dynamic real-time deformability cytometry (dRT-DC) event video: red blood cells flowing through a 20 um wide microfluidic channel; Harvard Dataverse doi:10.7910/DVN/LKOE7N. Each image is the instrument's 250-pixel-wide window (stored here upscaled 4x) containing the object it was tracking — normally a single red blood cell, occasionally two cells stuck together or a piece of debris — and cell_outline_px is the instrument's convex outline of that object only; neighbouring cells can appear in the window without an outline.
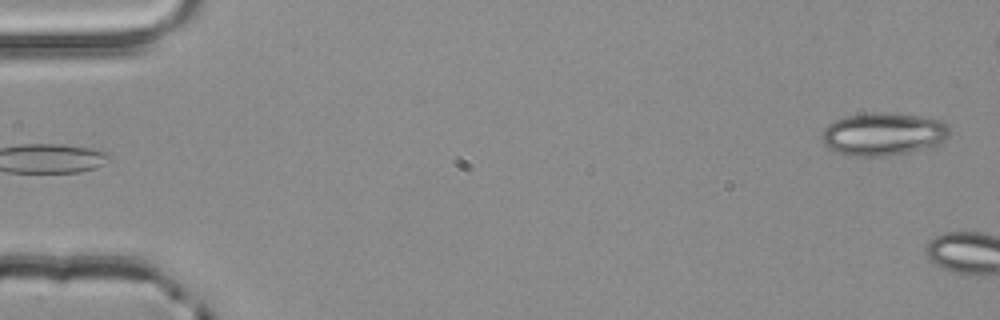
{"species": "common noctule bat (a hibernating species)", "species_latin": "Nyctalus noctula", "temperature_condition": "room temperature", "stored_images_in_passage": 4, "segment_of_instrument_passage": [2, 2], "camera_frame_rate_fps": 3000, "um_per_image_px": 0.085, "animal": {"sex": "male", "body_mass_g": 20.4}, "frame": {"image": 1, "passage_image": 4, "time_ms": 1.0, "image_size_px": [1000, 320], "cell_outline_px": [[948, 136], [932, 148], [888, 156], [852, 156], [828, 148], [824, 144], [820, 136], [824, 128], [828, 124], [836, 120], [848, 116], [872, 112], [888, 112], [920, 116], [940, 120], [948, 124]], "centroid_in_image_um": [75.08, 11.4], "position_along_channel_um": 9.9, "area_um2": 32.02}}